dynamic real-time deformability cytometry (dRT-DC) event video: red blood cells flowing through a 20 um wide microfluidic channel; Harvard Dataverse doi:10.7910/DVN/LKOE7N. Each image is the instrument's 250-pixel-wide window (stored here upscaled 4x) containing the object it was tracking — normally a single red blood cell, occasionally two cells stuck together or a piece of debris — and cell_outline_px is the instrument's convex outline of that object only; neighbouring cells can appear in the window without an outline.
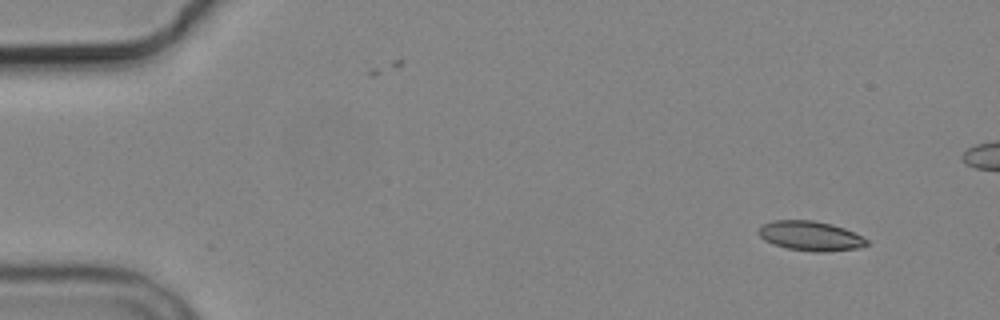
{"species": "common noctule bat (a hibernating species)", "species_latin": "Nyctalus noctula", "temperature_condition": "cold", "stored_images_in_passage": 6, "camera_frame_rate_fps": 3000, "um_per_image_px": 0.085, "animal": {"sex": "male", "body_mass_g": 19.2, "forearm_length_mm": 51.8}, "frame": {"image": 1, "passage_image": 1, "time_ms": 0.0, "image_size_px": [1000, 320], "cell_outline_px": [[868, 244], [860, 248], [824, 252], [816, 252], [788, 248], [772, 244], [764, 240], [756, 232], [760, 224], [772, 220], [812, 220], [832, 224], [844, 228], [868, 240]], "centroid_in_image_um": [68.83, 20.04], "position_along_channel_um": 16.2, "area_um2": 18.79}}
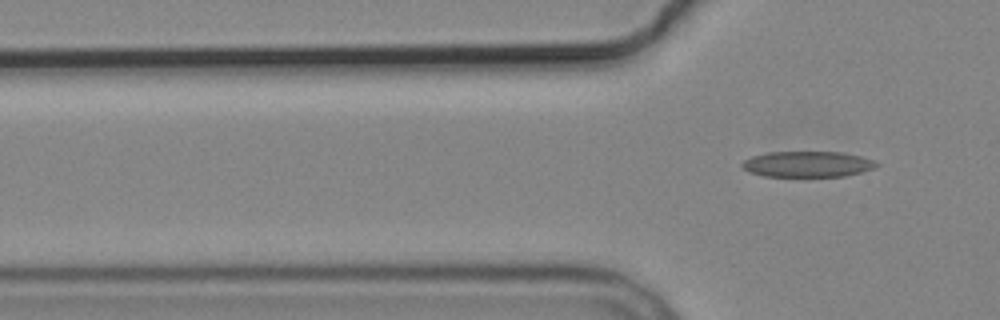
{"frame": {"image": 2, "passage_image": 6, "time_ms": 7.0, "image_size_px": [1000, 320], "cell_outline_px": [[880, 164], [876, 168], [864, 172], [844, 176], [764, 176], [748, 172], [740, 168], [740, 164], [744, 160], [752, 156], [768, 152], [840, 152], [860, 156], [872, 160]], "centroid_in_image_um": [68.62, 13.96], "position_along_channel_um": 57.2, "area_um2": 20.35}}